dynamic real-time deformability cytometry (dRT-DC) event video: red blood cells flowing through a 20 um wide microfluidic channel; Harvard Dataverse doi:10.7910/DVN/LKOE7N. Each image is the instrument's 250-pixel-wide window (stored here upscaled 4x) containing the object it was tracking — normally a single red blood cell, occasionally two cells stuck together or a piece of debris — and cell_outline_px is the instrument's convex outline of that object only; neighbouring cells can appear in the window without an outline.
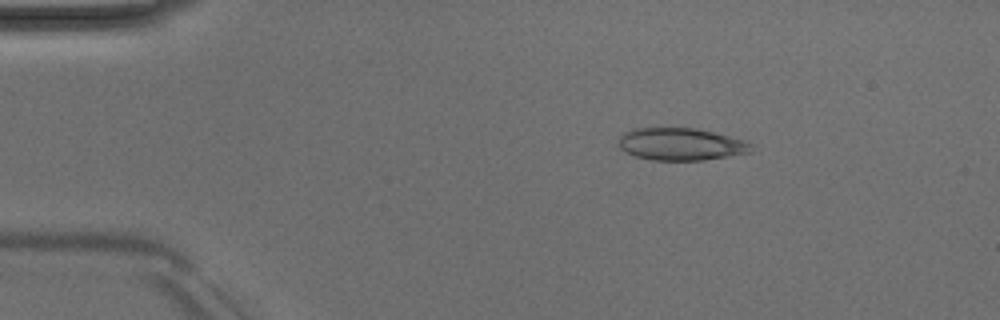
{"species": "Egyptian fruit bat (a non-hibernating species)", "species_latin": "Rousettus aegyptiacus", "temperature_condition": "room temperature", "stored_images_in_passage": 43, "camera_frame_rate_fps": 3000, "um_per_image_px": 0.085, "animal": {"sex": "male"}, "frame": {"image": 1, "passage_image": 1, "time_ms": 0.0, "image_size_px": [1000, 320], "cell_outline_px": [[752, 152], [704, 160], [652, 160], [636, 156], [624, 152], [616, 144], [620, 136], [624, 132], [632, 128], [696, 128], [744, 140], [752, 144]], "centroid_in_image_um": [57.83, 12.25], "position_along_channel_um": 27.2, "area_um2": 25.09}}
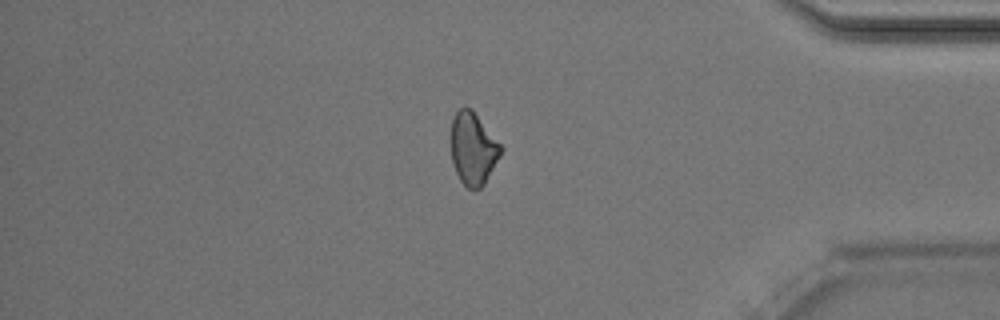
{"frame": {"image": 2, "passage_image": 35, "time_ms": 11.333, "image_size_px": [1000, 320], "cell_outline_px": [[504, 148], [500, 156], [484, 184], [480, 188], [468, 188], [460, 180], [456, 172], [452, 160], [452, 116], [464, 104], [472, 108]], "centroid_in_image_um": [40.22, 12.58], "position_along_channel_um": 395.0, "area_um2": 20.98}}
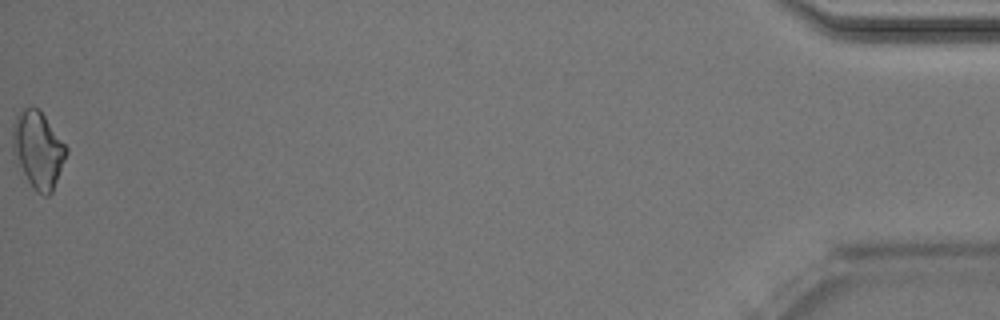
{"frame": {"image": 3, "passage_image": 43, "time_ms": 14.0, "image_size_px": [1000, 320], "cell_outline_px": [[68, 152], [52, 192], [48, 196], [44, 196], [36, 192], [32, 188], [12, 152], [12, 128], [16, 116], [24, 108], [40, 108], [68, 148]], "centroid_in_image_um": [3.24, 12.72], "position_along_channel_um": 432.0, "area_um2": 24.04}, "authors_computed_cell_mechanics": {"area_um2": 22.4264, "velocity_mm_per_s": 4.0533, "shape_relaxation_time_tau1_ms": 5.4736, "shape_relaxation_time_tau2_ms": 2.7972, "deformation_change_tau1": 0.1288, "deformation_change_tau2": 0.0898}}